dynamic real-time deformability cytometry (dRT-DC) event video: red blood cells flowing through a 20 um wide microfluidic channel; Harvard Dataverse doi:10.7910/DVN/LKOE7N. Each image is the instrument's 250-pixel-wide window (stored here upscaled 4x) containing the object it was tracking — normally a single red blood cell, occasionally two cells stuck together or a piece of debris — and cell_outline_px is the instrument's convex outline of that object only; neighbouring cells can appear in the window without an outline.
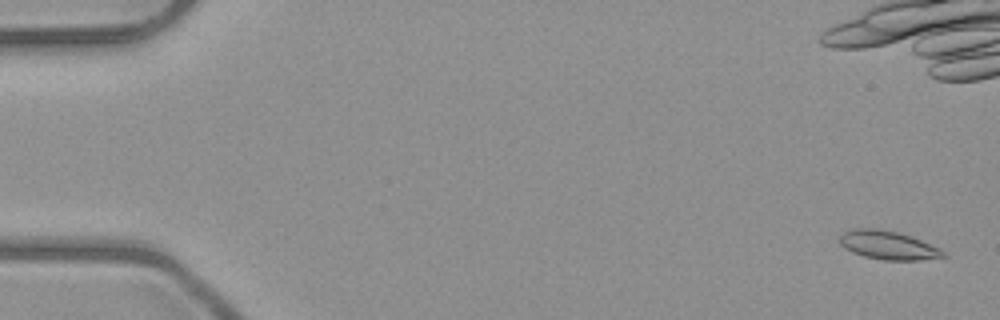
{"species": "common noctule bat (a hibernating species)", "species_latin": "Nyctalus noctula", "temperature_condition": "room temperature", "stored_images_in_passage": 9, "camera_frame_rate_fps": 3000, "um_per_image_px": 0.085, "animal": {"sex": "male", "body_mass_g": 23.1, "forearm_length_mm": 52.7}, "frame": {"image": 1, "passage_image": 1, "time_ms": 0.0, "image_size_px": [1000, 320], "cell_outline_px": [[948, 256], [920, 260], [884, 260], [864, 256], [852, 252], [844, 248], [840, 244], [840, 236], [844, 232], [852, 228], [876, 228], [896, 232], [920, 240], [940, 248]], "centroid_in_image_um": [75.47, 20.84], "position_along_channel_um": 9.5, "area_um2": 17.11}}